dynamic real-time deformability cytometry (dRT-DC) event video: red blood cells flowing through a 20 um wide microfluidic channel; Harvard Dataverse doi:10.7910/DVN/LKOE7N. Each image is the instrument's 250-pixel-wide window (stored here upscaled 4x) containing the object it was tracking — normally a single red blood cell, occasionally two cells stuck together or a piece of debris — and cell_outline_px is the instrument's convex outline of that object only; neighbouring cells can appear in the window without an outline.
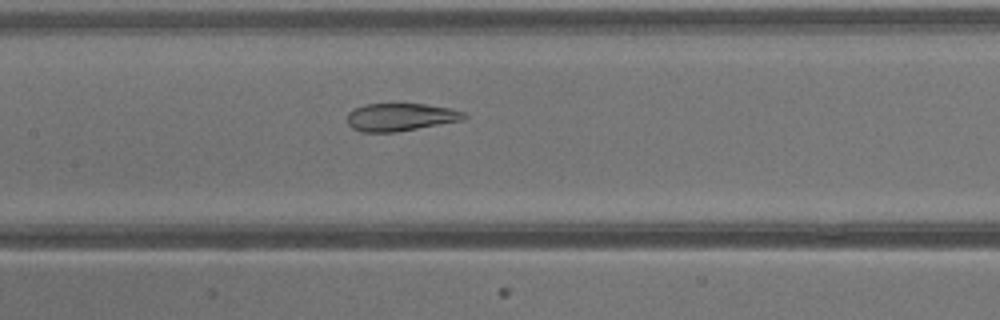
{"species": "common noctule bat (a hibernating species)", "species_latin": "Nyctalus noctula", "temperature_condition": "warm", "stored_images_in_passage": 33, "camera_frame_rate_fps": 3000, "um_per_image_px": 0.085, "animal": {"sex": "male", "body_mass_g": 13.3}, "frame": {"image": 1, "passage_image": 12, "time_ms": 3.667, "image_size_px": [1000, 320], "cell_outline_px": [[468, 116], [464, 120], [396, 132], [360, 132], [352, 128], [348, 124], [348, 112], [364, 104], [424, 104], [452, 108], [464, 112]], "centroid_in_image_um": [34.06, 9.95], "position_along_channel_um": 173.3, "area_um2": 18.96}}
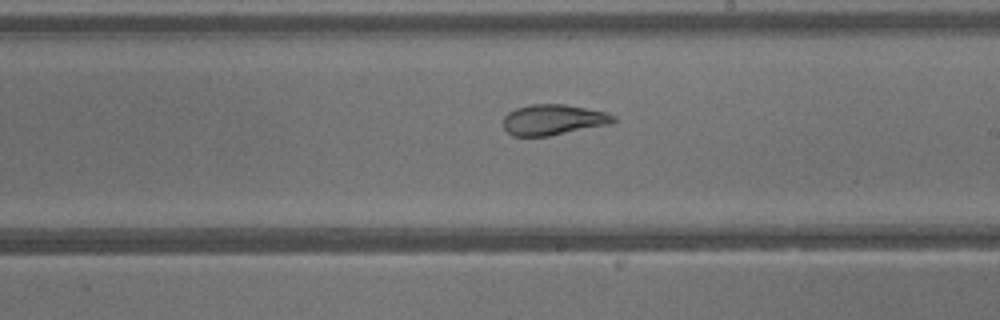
{"frame": {"image": 2, "passage_image": 16, "time_ms": 5.0, "image_size_px": [1000, 320], "cell_outline_px": [[616, 120], [612, 124], [548, 136], [512, 136], [504, 128], [504, 116], [508, 112], [516, 108], [532, 104], [564, 104], [608, 112], [616, 116]], "centroid_in_image_um": [47.06, 10.18], "position_along_channel_um": 241.9, "area_um2": 19.77}}
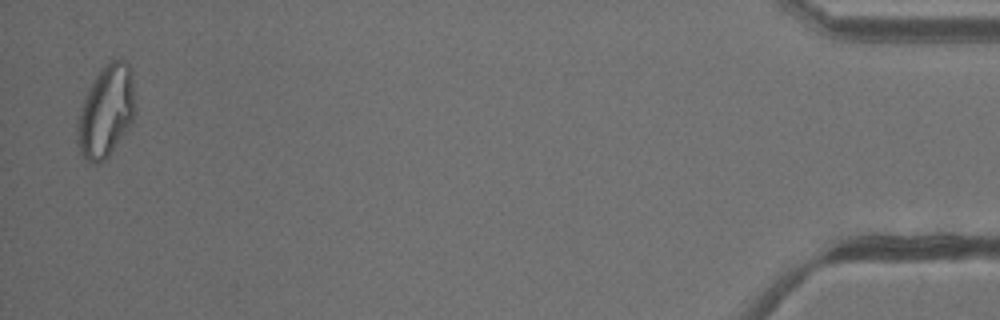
{"frame": {"image": 3, "passage_image": 32, "time_ms": 10.333, "image_size_px": [1000, 320], "cell_outline_px": [[136, 112], [128, 128], [108, 156], [100, 164], [92, 164], [80, 152], [76, 136], [76, 120], [84, 96], [88, 88], [104, 64], [120, 56], [132, 68], [136, 108]], "centroid_in_image_um": [9.02, 9.42], "position_along_channel_um": 426.2, "area_um2": 31.5}}